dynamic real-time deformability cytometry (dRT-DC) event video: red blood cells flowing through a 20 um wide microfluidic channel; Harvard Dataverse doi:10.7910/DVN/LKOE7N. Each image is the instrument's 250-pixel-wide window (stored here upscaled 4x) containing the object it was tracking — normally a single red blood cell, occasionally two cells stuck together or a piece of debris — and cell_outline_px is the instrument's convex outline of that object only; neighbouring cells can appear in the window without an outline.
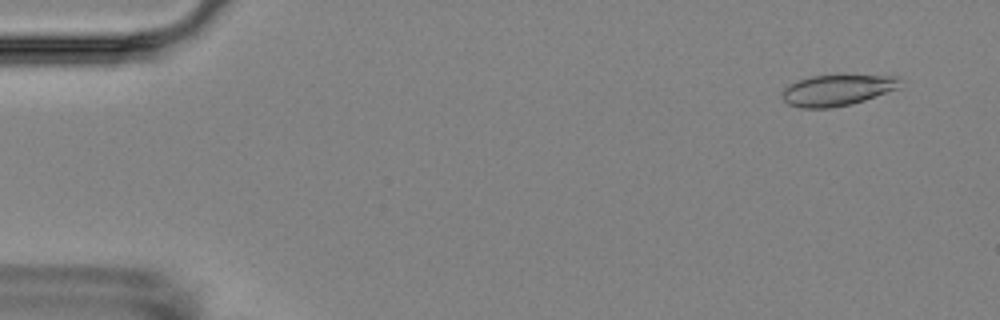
{"species": "Egyptian fruit bat (a non-hibernating species)", "species_latin": "Rousettus aegyptiacus", "temperature_condition": "room temperature", "stored_images_in_passage": 16, "camera_frame_rate_fps": 3000, "um_per_image_px": 0.085, "animal": {"sex": "female"}, "frame": {"image": 1, "passage_image": 2, "time_ms": 1.0, "image_size_px": [1000, 320], "cell_outline_px": [[900, 88], [852, 104], [832, 108], [800, 108], [788, 104], [780, 96], [784, 88], [800, 80], [812, 76], [840, 72], [844, 72], [900, 76]], "centroid_in_image_um": [71.23, 7.61], "position_along_channel_um": 13.8, "area_um2": 22.43}}
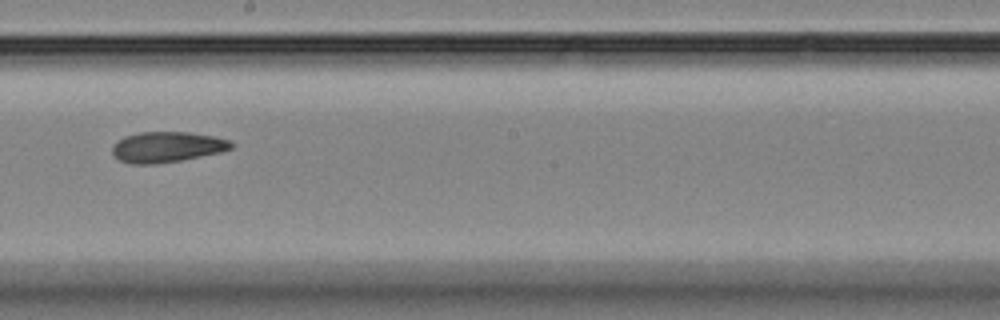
{"frame": {"image": 2, "passage_image": 10, "time_ms": 10.333, "image_size_px": [1000, 320], "cell_outline_px": [[232, 148], [220, 152], [180, 160], [156, 164], [132, 164], [120, 160], [112, 152], [112, 144], [124, 136], [140, 132], [188, 132], [216, 136], [228, 140], [232, 144]], "centroid_in_image_um": [14.16, 12.48], "position_along_channel_um": 234.0, "area_um2": 21.1}}
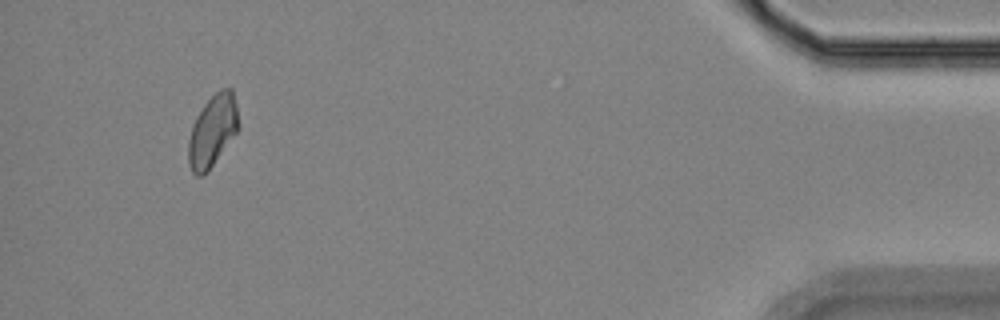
{"frame": {"image": 3, "passage_image": 16, "time_ms": 17.333, "image_size_px": [1000, 320], "cell_outline_px": [[236, 132], [208, 172], [204, 176], [196, 176], [192, 172], [188, 164], [188, 140], [192, 124], [196, 116], [204, 104], [220, 88], [232, 88], [236, 104]], "centroid_in_image_um": [18.01, 11.15], "position_along_channel_um": 417.2, "area_um2": 20.69}}